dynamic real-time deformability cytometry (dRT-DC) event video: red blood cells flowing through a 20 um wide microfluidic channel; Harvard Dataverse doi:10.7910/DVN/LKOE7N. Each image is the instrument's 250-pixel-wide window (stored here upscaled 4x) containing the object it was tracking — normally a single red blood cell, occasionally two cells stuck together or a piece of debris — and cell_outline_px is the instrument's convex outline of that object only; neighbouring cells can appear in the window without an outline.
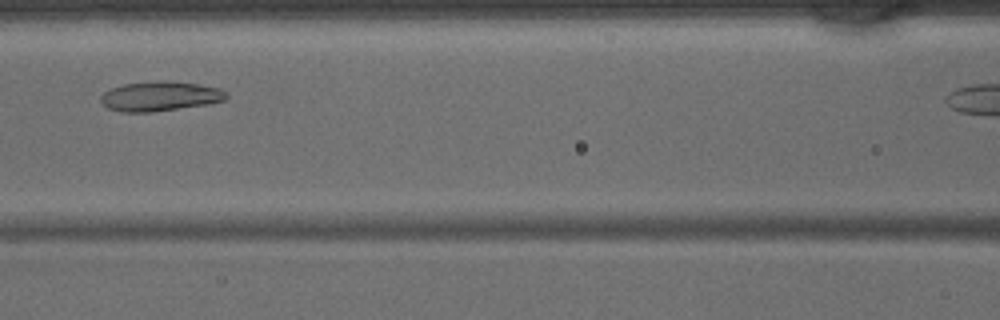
{"species": "common noctule bat (a hibernating species)", "species_latin": "Nyctalus noctula", "temperature_condition": "warm", "stored_images_in_passage": 28, "camera_frame_rate_fps": 3000, "um_per_image_px": 0.085, "animal": {"sex": "male", "body_mass_g": 15.6}, "frame": {"image": 1, "passage_image": 11, "time_ms": 3.333, "image_size_px": [1000, 320], "cell_outline_px": [[228, 96], [224, 100], [208, 104], [152, 112], [124, 112], [108, 108], [100, 100], [100, 96], [104, 92], [112, 88], [124, 84], [156, 80], [164, 80], [200, 84], [220, 88], [228, 92]], "centroid_in_image_um": [13.63, 8.17], "position_along_channel_um": 153.0, "area_um2": 21.79}}
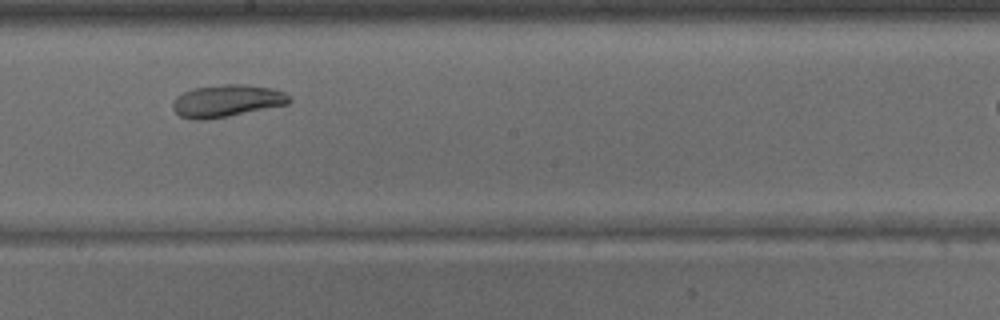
{"frame": {"image": 2, "passage_image": 16, "time_ms": 5.0, "image_size_px": [1000, 320], "cell_outline_px": [[292, 100], [288, 104], [228, 116], [204, 120], [192, 120], [180, 116], [172, 108], [172, 100], [176, 96], [184, 92], [196, 88], [216, 84], [244, 84], [272, 88], [284, 92]], "centroid_in_image_um": [19.25, 8.57], "position_along_channel_um": 229.0, "area_um2": 21.96}}
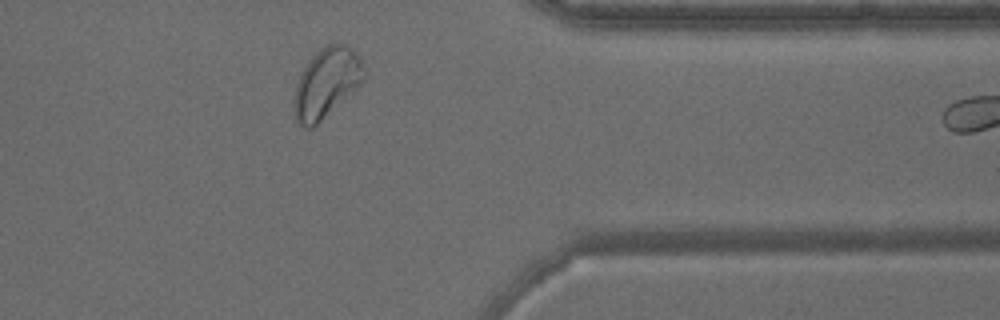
{"frame": {"image": 3, "passage_image": 27, "time_ms": 8.667, "image_size_px": [1000, 320], "cell_outline_px": [[368, 76], [360, 88], [312, 128], [308, 128], [300, 124], [296, 120], [292, 108], [292, 100], [296, 84], [308, 60], [320, 48], [328, 44], [344, 44], [352, 48], [356, 52], [368, 72]], "centroid_in_image_um": [27.8, 7.06], "position_along_channel_um": 383.6, "area_um2": 29.19}}